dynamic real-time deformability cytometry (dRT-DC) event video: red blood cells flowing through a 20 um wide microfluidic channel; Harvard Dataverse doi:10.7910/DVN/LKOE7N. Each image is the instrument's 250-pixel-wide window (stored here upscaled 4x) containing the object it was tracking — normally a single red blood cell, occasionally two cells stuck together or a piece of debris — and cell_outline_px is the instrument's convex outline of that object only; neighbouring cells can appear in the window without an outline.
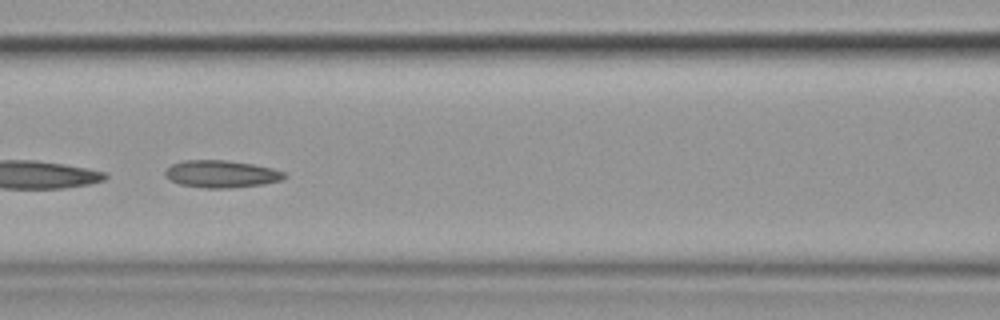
{"species": "common noctule bat (a hibernating species)", "species_latin": "Nyctalus noctula", "temperature_condition": "cold", "stored_images_in_passage": 12, "segment_of_instrument_passage": [2, 2], "camera_frame_rate_fps": 3000, "um_per_image_px": 0.085, "animal": {"sex": "female", "body_mass_g": 19.9}, "frame": {"image": 1, "passage_image": 9, "time_ms": 10.0, "image_size_px": [1000, 320], "cell_outline_px": [[288, 176], [280, 180], [264, 184], [228, 188], [204, 188], [180, 184], [168, 180], [164, 176], [164, 172], [172, 164], [184, 160], [228, 160], [252, 164], [272, 168], [284, 172]], "centroid_in_image_um": [18.79, 14.79], "position_along_channel_um": 147.8, "area_um2": 19.02}}